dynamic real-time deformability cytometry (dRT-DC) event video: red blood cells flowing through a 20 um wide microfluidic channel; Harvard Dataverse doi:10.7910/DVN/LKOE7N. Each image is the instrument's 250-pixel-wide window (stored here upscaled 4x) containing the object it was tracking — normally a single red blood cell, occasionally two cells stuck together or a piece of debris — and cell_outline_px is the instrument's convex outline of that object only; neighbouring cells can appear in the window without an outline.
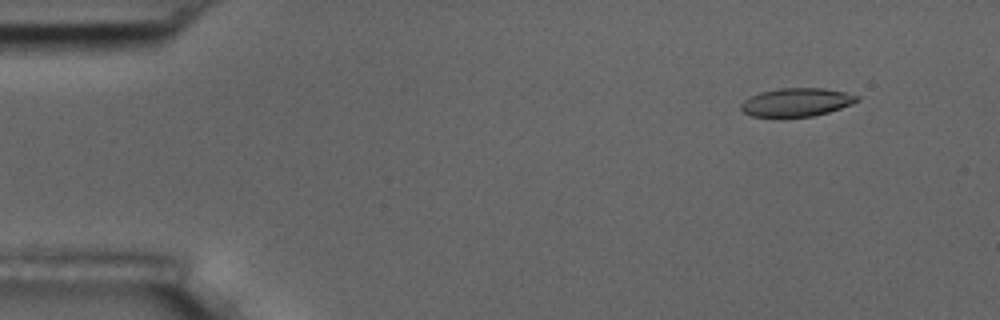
{"species": "common noctule bat (a hibernating species)", "species_latin": "Nyctalus noctula", "temperature_condition": "room temperature", "stored_images_in_passage": 9, "camera_frame_rate_fps": 3000, "um_per_image_px": 0.085, "animal": {"sex": "male", "body_mass_g": 17.5, "forearm_length_mm": 52.3}, "frame": {"image": 1, "passage_image": 3, "time_ms": 0.667, "image_size_px": [1000, 320], "cell_outline_px": [[860, 100], [852, 104], [828, 112], [812, 116], [780, 120], [752, 116], [744, 112], [740, 108], [740, 104], [744, 100], [760, 92], [776, 88], [824, 88], [844, 92], [860, 96]], "centroid_in_image_um": [67.66, 8.73], "position_along_channel_um": 17.3, "area_um2": 19.88}}